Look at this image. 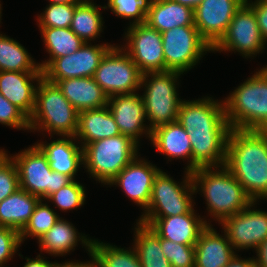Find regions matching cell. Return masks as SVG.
<instances>
[{
  "mask_svg": "<svg viewBox=\"0 0 267 267\" xmlns=\"http://www.w3.org/2000/svg\"><path fill=\"white\" fill-rule=\"evenodd\" d=\"M42 77L43 72L0 71V93L29 118L35 106L37 83Z\"/></svg>",
  "mask_w": 267,
  "mask_h": 267,
  "instance_id": "21",
  "label": "cell"
},
{
  "mask_svg": "<svg viewBox=\"0 0 267 267\" xmlns=\"http://www.w3.org/2000/svg\"><path fill=\"white\" fill-rule=\"evenodd\" d=\"M184 179L177 183L162 169L155 176L148 207L141 217H168L189 213L194 208L196 191L191 172L185 171Z\"/></svg>",
  "mask_w": 267,
  "mask_h": 267,
  "instance_id": "8",
  "label": "cell"
},
{
  "mask_svg": "<svg viewBox=\"0 0 267 267\" xmlns=\"http://www.w3.org/2000/svg\"><path fill=\"white\" fill-rule=\"evenodd\" d=\"M246 0H202L194 9V26L213 48L226 33L235 13Z\"/></svg>",
  "mask_w": 267,
  "mask_h": 267,
  "instance_id": "15",
  "label": "cell"
},
{
  "mask_svg": "<svg viewBox=\"0 0 267 267\" xmlns=\"http://www.w3.org/2000/svg\"><path fill=\"white\" fill-rule=\"evenodd\" d=\"M160 245L172 267H195V246L175 243L161 237Z\"/></svg>",
  "mask_w": 267,
  "mask_h": 267,
  "instance_id": "39",
  "label": "cell"
},
{
  "mask_svg": "<svg viewBox=\"0 0 267 267\" xmlns=\"http://www.w3.org/2000/svg\"><path fill=\"white\" fill-rule=\"evenodd\" d=\"M139 146L123 134L88 143L83 147V168L93 179L108 185L138 156Z\"/></svg>",
  "mask_w": 267,
  "mask_h": 267,
  "instance_id": "5",
  "label": "cell"
},
{
  "mask_svg": "<svg viewBox=\"0 0 267 267\" xmlns=\"http://www.w3.org/2000/svg\"><path fill=\"white\" fill-rule=\"evenodd\" d=\"M159 153L169 159H187L186 171L192 172V145L188 133L177 121L156 127L150 140Z\"/></svg>",
  "mask_w": 267,
  "mask_h": 267,
  "instance_id": "25",
  "label": "cell"
},
{
  "mask_svg": "<svg viewBox=\"0 0 267 267\" xmlns=\"http://www.w3.org/2000/svg\"><path fill=\"white\" fill-rule=\"evenodd\" d=\"M230 130L195 128L188 133L192 145V171L200 167L225 166Z\"/></svg>",
  "mask_w": 267,
  "mask_h": 267,
  "instance_id": "20",
  "label": "cell"
},
{
  "mask_svg": "<svg viewBox=\"0 0 267 267\" xmlns=\"http://www.w3.org/2000/svg\"><path fill=\"white\" fill-rule=\"evenodd\" d=\"M256 267H267V240L256 250Z\"/></svg>",
  "mask_w": 267,
  "mask_h": 267,
  "instance_id": "46",
  "label": "cell"
},
{
  "mask_svg": "<svg viewBox=\"0 0 267 267\" xmlns=\"http://www.w3.org/2000/svg\"><path fill=\"white\" fill-rule=\"evenodd\" d=\"M21 246L20 232L9 227H0V267L11 260Z\"/></svg>",
  "mask_w": 267,
  "mask_h": 267,
  "instance_id": "42",
  "label": "cell"
},
{
  "mask_svg": "<svg viewBox=\"0 0 267 267\" xmlns=\"http://www.w3.org/2000/svg\"><path fill=\"white\" fill-rule=\"evenodd\" d=\"M194 208L186 214L168 217H140L139 222L148 225L161 238L172 242L195 246L202 230L210 223ZM205 219V220H204Z\"/></svg>",
  "mask_w": 267,
  "mask_h": 267,
  "instance_id": "16",
  "label": "cell"
},
{
  "mask_svg": "<svg viewBox=\"0 0 267 267\" xmlns=\"http://www.w3.org/2000/svg\"><path fill=\"white\" fill-rule=\"evenodd\" d=\"M83 0H49V4H79Z\"/></svg>",
  "mask_w": 267,
  "mask_h": 267,
  "instance_id": "49",
  "label": "cell"
},
{
  "mask_svg": "<svg viewBox=\"0 0 267 267\" xmlns=\"http://www.w3.org/2000/svg\"><path fill=\"white\" fill-rule=\"evenodd\" d=\"M41 199L19 188L0 202V227L21 232Z\"/></svg>",
  "mask_w": 267,
  "mask_h": 267,
  "instance_id": "29",
  "label": "cell"
},
{
  "mask_svg": "<svg viewBox=\"0 0 267 267\" xmlns=\"http://www.w3.org/2000/svg\"><path fill=\"white\" fill-rule=\"evenodd\" d=\"M26 263L23 267H54L57 262H49L43 258L40 254L35 259L25 257Z\"/></svg>",
  "mask_w": 267,
  "mask_h": 267,
  "instance_id": "45",
  "label": "cell"
},
{
  "mask_svg": "<svg viewBox=\"0 0 267 267\" xmlns=\"http://www.w3.org/2000/svg\"><path fill=\"white\" fill-rule=\"evenodd\" d=\"M93 0H83L76 4L70 29L85 43L95 40L103 32L101 9L105 5H96Z\"/></svg>",
  "mask_w": 267,
  "mask_h": 267,
  "instance_id": "31",
  "label": "cell"
},
{
  "mask_svg": "<svg viewBox=\"0 0 267 267\" xmlns=\"http://www.w3.org/2000/svg\"><path fill=\"white\" fill-rule=\"evenodd\" d=\"M93 78L108 97L132 94L142 89V73L129 54L118 45L107 51Z\"/></svg>",
  "mask_w": 267,
  "mask_h": 267,
  "instance_id": "9",
  "label": "cell"
},
{
  "mask_svg": "<svg viewBox=\"0 0 267 267\" xmlns=\"http://www.w3.org/2000/svg\"><path fill=\"white\" fill-rule=\"evenodd\" d=\"M134 231V244L142 267H172L163 254L160 237L151 229L137 220Z\"/></svg>",
  "mask_w": 267,
  "mask_h": 267,
  "instance_id": "30",
  "label": "cell"
},
{
  "mask_svg": "<svg viewBox=\"0 0 267 267\" xmlns=\"http://www.w3.org/2000/svg\"><path fill=\"white\" fill-rule=\"evenodd\" d=\"M245 3L254 11L261 36L267 43V0H246Z\"/></svg>",
  "mask_w": 267,
  "mask_h": 267,
  "instance_id": "43",
  "label": "cell"
},
{
  "mask_svg": "<svg viewBox=\"0 0 267 267\" xmlns=\"http://www.w3.org/2000/svg\"><path fill=\"white\" fill-rule=\"evenodd\" d=\"M76 4H49L36 18L39 27L70 28Z\"/></svg>",
  "mask_w": 267,
  "mask_h": 267,
  "instance_id": "37",
  "label": "cell"
},
{
  "mask_svg": "<svg viewBox=\"0 0 267 267\" xmlns=\"http://www.w3.org/2000/svg\"><path fill=\"white\" fill-rule=\"evenodd\" d=\"M90 257L94 267H142L134 247L127 250L97 239L92 241Z\"/></svg>",
  "mask_w": 267,
  "mask_h": 267,
  "instance_id": "34",
  "label": "cell"
},
{
  "mask_svg": "<svg viewBox=\"0 0 267 267\" xmlns=\"http://www.w3.org/2000/svg\"><path fill=\"white\" fill-rule=\"evenodd\" d=\"M47 81L56 84L78 112L107 106L108 96L93 77Z\"/></svg>",
  "mask_w": 267,
  "mask_h": 267,
  "instance_id": "23",
  "label": "cell"
},
{
  "mask_svg": "<svg viewBox=\"0 0 267 267\" xmlns=\"http://www.w3.org/2000/svg\"><path fill=\"white\" fill-rule=\"evenodd\" d=\"M172 1L188 6L192 9H195L202 2V0H172Z\"/></svg>",
  "mask_w": 267,
  "mask_h": 267,
  "instance_id": "48",
  "label": "cell"
},
{
  "mask_svg": "<svg viewBox=\"0 0 267 267\" xmlns=\"http://www.w3.org/2000/svg\"><path fill=\"white\" fill-rule=\"evenodd\" d=\"M177 122L187 133L195 128L231 129L225 115L224 101L204 97L197 100H182Z\"/></svg>",
  "mask_w": 267,
  "mask_h": 267,
  "instance_id": "19",
  "label": "cell"
},
{
  "mask_svg": "<svg viewBox=\"0 0 267 267\" xmlns=\"http://www.w3.org/2000/svg\"><path fill=\"white\" fill-rule=\"evenodd\" d=\"M39 30L49 54V59L39 63L42 71L55 58L72 54L85 43L70 28L40 27Z\"/></svg>",
  "mask_w": 267,
  "mask_h": 267,
  "instance_id": "32",
  "label": "cell"
},
{
  "mask_svg": "<svg viewBox=\"0 0 267 267\" xmlns=\"http://www.w3.org/2000/svg\"><path fill=\"white\" fill-rule=\"evenodd\" d=\"M10 157L17 167L19 187L43 201L73 181L65 174L52 171L46 156L35 144Z\"/></svg>",
  "mask_w": 267,
  "mask_h": 267,
  "instance_id": "7",
  "label": "cell"
},
{
  "mask_svg": "<svg viewBox=\"0 0 267 267\" xmlns=\"http://www.w3.org/2000/svg\"><path fill=\"white\" fill-rule=\"evenodd\" d=\"M225 167L253 200H267V131L231 129Z\"/></svg>",
  "mask_w": 267,
  "mask_h": 267,
  "instance_id": "1",
  "label": "cell"
},
{
  "mask_svg": "<svg viewBox=\"0 0 267 267\" xmlns=\"http://www.w3.org/2000/svg\"><path fill=\"white\" fill-rule=\"evenodd\" d=\"M165 71L183 73L194 68L212 47L194 25L175 27L161 33Z\"/></svg>",
  "mask_w": 267,
  "mask_h": 267,
  "instance_id": "10",
  "label": "cell"
},
{
  "mask_svg": "<svg viewBox=\"0 0 267 267\" xmlns=\"http://www.w3.org/2000/svg\"><path fill=\"white\" fill-rule=\"evenodd\" d=\"M40 200L32 213L29 222L20 232L21 243L25 238L35 237L37 240L57 222L60 216L47 203Z\"/></svg>",
  "mask_w": 267,
  "mask_h": 267,
  "instance_id": "35",
  "label": "cell"
},
{
  "mask_svg": "<svg viewBox=\"0 0 267 267\" xmlns=\"http://www.w3.org/2000/svg\"><path fill=\"white\" fill-rule=\"evenodd\" d=\"M225 267H256L255 257L245 258L236 255L231 259V261Z\"/></svg>",
  "mask_w": 267,
  "mask_h": 267,
  "instance_id": "44",
  "label": "cell"
},
{
  "mask_svg": "<svg viewBox=\"0 0 267 267\" xmlns=\"http://www.w3.org/2000/svg\"><path fill=\"white\" fill-rule=\"evenodd\" d=\"M105 9H111V12L117 17L132 20L129 25L146 22L147 4L149 0H107Z\"/></svg>",
  "mask_w": 267,
  "mask_h": 267,
  "instance_id": "38",
  "label": "cell"
},
{
  "mask_svg": "<svg viewBox=\"0 0 267 267\" xmlns=\"http://www.w3.org/2000/svg\"><path fill=\"white\" fill-rule=\"evenodd\" d=\"M223 101L231 129L267 131V71L263 67Z\"/></svg>",
  "mask_w": 267,
  "mask_h": 267,
  "instance_id": "3",
  "label": "cell"
},
{
  "mask_svg": "<svg viewBox=\"0 0 267 267\" xmlns=\"http://www.w3.org/2000/svg\"><path fill=\"white\" fill-rule=\"evenodd\" d=\"M233 249L225 231L220 235L207 225L195 245V267H225L236 255Z\"/></svg>",
  "mask_w": 267,
  "mask_h": 267,
  "instance_id": "24",
  "label": "cell"
},
{
  "mask_svg": "<svg viewBox=\"0 0 267 267\" xmlns=\"http://www.w3.org/2000/svg\"><path fill=\"white\" fill-rule=\"evenodd\" d=\"M0 71L43 72L22 44L1 33Z\"/></svg>",
  "mask_w": 267,
  "mask_h": 267,
  "instance_id": "33",
  "label": "cell"
},
{
  "mask_svg": "<svg viewBox=\"0 0 267 267\" xmlns=\"http://www.w3.org/2000/svg\"><path fill=\"white\" fill-rule=\"evenodd\" d=\"M255 204L256 201L251 202L221 223L235 251L254 248L256 252L267 240V212L254 209Z\"/></svg>",
  "mask_w": 267,
  "mask_h": 267,
  "instance_id": "13",
  "label": "cell"
},
{
  "mask_svg": "<svg viewBox=\"0 0 267 267\" xmlns=\"http://www.w3.org/2000/svg\"><path fill=\"white\" fill-rule=\"evenodd\" d=\"M0 123L19 130H30L29 118L0 93Z\"/></svg>",
  "mask_w": 267,
  "mask_h": 267,
  "instance_id": "41",
  "label": "cell"
},
{
  "mask_svg": "<svg viewBox=\"0 0 267 267\" xmlns=\"http://www.w3.org/2000/svg\"><path fill=\"white\" fill-rule=\"evenodd\" d=\"M266 45L254 11L244 3L233 16L224 36L212 48V52L234 51L245 58H252L262 53Z\"/></svg>",
  "mask_w": 267,
  "mask_h": 267,
  "instance_id": "11",
  "label": "cell"
},
{
  "mask_svg": "<svg viewBox=\"0 0 267 267\" xmlns=\"http://www.w3.org/2000/svg\"><path fill=\"white\" fill-rule=\"evenodd\" d=\"M137 156L108 185H118L134 203L145 210L150 202L155 176L161 170Z\"/></svg>",
  "mask_w": 267,
  "mask_h": 267,
  "instance_id": "18",
  "label": "cell"
},
{
  "mask_svg": "<svg viewBox=\"0 0 267 267\" xmlns=\"http://www.w3.org/2000/svg\"><path fill=\"white\" fill-rule=\"evenodd\" d=\"M74 136H62L50 143H36L35 145L46 156L52 171L65 174L75 180L78 169L83 162V148L76 144Z\"/></svg>",
  "mask_w": 267,
  "mask_h": 267,
  "instance_id": "22",
  "label": "cell"
},
{
  "mask_svg": "<svg viewBox=\"0 0 267 267\" xmlns=\"http://www.w3.org/2000/svg\"><path fill=\"white\" fill-rule=\"evenodd\" d=\"M126 30L123 38L127 42L121 47L129 54L140 72L145 74L165 71L161 33L147 23L130 25Z\"/></svg>",
  "mask_w": 267,
  "mask_h": 267,
  "instance_id": "12",
  "label": "cell"
},
{
  "mask_svg": "<svg viewBox=\"0 0 267 267\" xmlns=\"http://www.w3.org/2000/svg\"><path fill=\"white\" fill-rule=\"evenodd\" d=\"M0 3H1V2H0ZM1 6H2V4H0V22H1V20H2V19H1V17H2V15H1V14H2V12H1V11H2V7H1ZM0 26H1V25H0Z\"/></svg>",
  "mask_w": 267,
  "mask_h": 267,
  "instance_id": "50",
  "label": "cell"
},
{
  "mask_svg": "<svg viewBox=\"0 0 267 267\" xmlns=\"http://www.w3.org/2000/svg\"><path fill=\"white\" fill-rule=\"evenodd\" d=\"M79 112L62 94L56 84L44 77L37 83L35 106L29 117L30 132L45 131L49 135L75 136ZM52 134V135H51Z\"/></svg>",
  "mask_w": 267,
  "mask_h": 267,
  "instance_id": "4",
  "label": "cell"
},
{
  "mask_svg": "<svg viewBox=\"0 0 267 267\" xmlns=\"http://www.w3.org/2000/svg\"><path fill=\"white\" fill-rule=\"evenodd\" d=\"M121 134L108 106L79 112L75 134L82 148L91 142Z\"/></svg>",
  "mask_w": 267,
  "mask_h": 267,
  "instance_id": "28",
  "label": "cell"
},
{
  "mask_svg": "<svg viewBox=\"0 0 267 267\" xmlns=\"http://www.w3.org/2000/svg\"><path fill=\"white\" fill-rule=\"evenodd\" d=\"M181 74L168 70L142 74L140 87L145 90L142 97L151 131L158 126L177 121L182 101L177 93L178 78Z\"/></svg>",
  "mask_w": 267,
  "mask_h": 267,
  "instance_id": "6",
  "label": "cell"
},
{
  "mask_svg": "<svg viewBox=\"0 0 267 267\" xmlns=\"http://www.w3.org/2000/svg\"><path fill=\"white\" fill-rule=\"evenodd\" d=\"M191 175L196 194L199 191L203 193L210 218L213 216L219 224L253 202L225 166L200 167L192 171Z\"/></svg>",
  "mask_w": 267,
  "mask_h": 267,
  "instance_id": "2",
  "label": "cell"
},
{
  "mask_svg": "<svg viewBox=\"0 0 267 267\" xmlns=\"http://www.w3.org/2000/svg\"><path fill=\"white\" fill-rule=\"evenodd\" d=\"M54 267H94L93 260L91 258L90 261L87 262H73L67 261L65 263H57Z\"/></svg>",
  "mask_w": 267,
  "mask_h": 267,
  "instance_id": "47",
  "label": "cell"
},
{
  "mask_svg": "<svg viewBox=\"0 0 267 267\" xmlns=\"http://www.w3.org/2000/svg\"><path fill=\"white\" fill-rule=\"evenodd\" d=\"M145 23L160 33L194 25V9L172 0H149Z\"/></svg>",
  "mask_w": 267,
  "mask_h": 267,
  "instance_id": "27",
  "label": "cell"
},
{
  "mask_svg": "<svg viewBox=\"0 0 267 267\" xmlns=\"http://www.w3.org/2000/svg\"><path fill=\"white\" fill-rule=\"evenodd\" d=\"M85 191L84 185L73 180L67 186L51 194L46 200L54 203V206L61 211L75 210L84 205L86 201Z\"/></svg>",
  "mask_w": 267,
  "mask_h": 267,
  "instance_id": "36",
  "label": "cell"
},
{
  "mask_svg": "<svg viewBox=\"0 0 267 267\" xmlns=\"http://www.w3.org/2000/svg\"><path fill=\"white\" fill-rule=\"evenodd\" d=\"M85 234H79L75 226L60 217L57 222L49 229L48 232L44 233L38 239L39 248L41 252L48 253L51 256H64L70 251L75 250L74 247L78 245V241L89 252L91 256V246L93 239H89Z\"/></svg>",
  "mask_w": 267,
  "mask_h": 267,
  "instance_id": "26",
  "label": "cell"
},
{
  "mask_svg": "<svg viewBox=\"0 0 267 267\" xmlns=\"http://www.w3.org/2000/svg\"><path fill=\"white\" fill-rule=\"evenodd\" d=\"M107 106L121 134L131 137L139 144L140 136L145 134L149 140L151 130L144 122L147 120L142 95L119 94L108 97Z\"/></svg>",
  "mask_w": 267,
  "mask_h": 267,
  "instance_id": "17",
  "label": "cell"
},
{
  "mask_svg": "<svg viewBox=\"0 0 267 267\" xmlns=\"http://www.w3.org/2000/svg\"><path fill=\"white\" fill-rule=\"evenodd\" d=\"M19 188L17 167L9 154L0 149V202Z\"/></svg>",
  "mask_w": 267,
  "mask_h": 267,
  "instance_id": "40",
  "label": "cell"
},
{
  "mask_svg": "<svg viewBox=\"0 0 267 267\" xmlns=\"http://www.w3.org/2000/svg\"><path fill=\"white\" fill-rule=\"evenodd\" d=\"M113 46L108 43L91 45L84 43L77 51L55 58L44 70L46 80L93 77L107 51Z\"/></svg>",
  "mask_w": 267,
  "mask_h": 267,
  "instance_id": "14",
  "label": "cell"
}]
</instances>
